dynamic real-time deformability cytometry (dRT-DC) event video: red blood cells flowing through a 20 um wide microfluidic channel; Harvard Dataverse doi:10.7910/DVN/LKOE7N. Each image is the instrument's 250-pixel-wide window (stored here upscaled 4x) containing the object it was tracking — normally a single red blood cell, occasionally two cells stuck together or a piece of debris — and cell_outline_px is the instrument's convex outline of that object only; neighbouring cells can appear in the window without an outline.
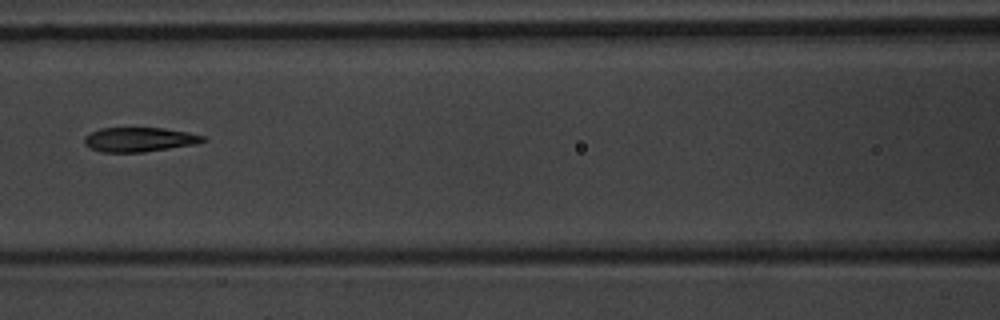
{"species": "common noctule bat (a hibernating species)", "species_latin": "Nyctalus noctula", "temperature_condition": "warm", "stored_images_in_passage": 4, "camera_frame_rate_fps": 3000, "um_per_image_px": 0.085, "animal": {"sex": "male", "body_mass_g": 20.1, "forearm_length_mm": 53.5}, "frame": {"image": 1, "passage_image": 4, "time_ms": 3.667, "image_size_px": [1000, 320], "cell_outline_px": [[208, 140], [200, 144], [144, 152], [100, 152], [88, 148], [84, 144], [84, 136], [100, 128], [164, 128], [188, 132], [204, 136]], "centroid_in_image_um": [11.87, 11.87], "position_along_channel_um": 154.7, "area_um2": 17.17}}